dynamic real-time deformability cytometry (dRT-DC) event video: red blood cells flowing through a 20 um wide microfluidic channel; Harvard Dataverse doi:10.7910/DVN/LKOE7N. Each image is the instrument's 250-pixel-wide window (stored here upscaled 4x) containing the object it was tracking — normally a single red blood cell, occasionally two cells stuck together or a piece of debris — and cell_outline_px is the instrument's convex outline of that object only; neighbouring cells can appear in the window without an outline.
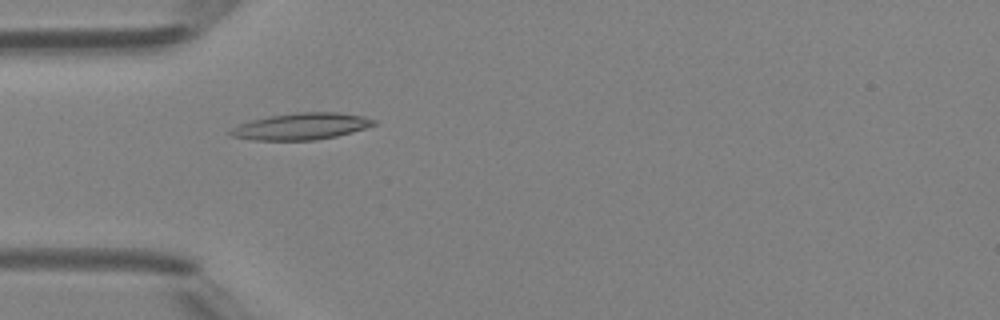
{"species": "Egyptian fruit bat (a non-hibernating species)", "species_latin": "Rousettus aegyptiacus", "temperature_condition": "room temperature", "stored_images_in_passage": 1, "camera_frame_rate_fps": 3000, "um_per_image_px": 0.085, "animal": {"sex": "female"}, "frame": {"image": 1, "passage_image": 1, "time_ms": 0.0, "image_size_px": [1000, 320], "cell_outline_px": [[376, 124], [352, 132], [336, 136], [316, 140], [252, 140], [232, 136], [228, 132], [232, 128], [240, 124], [252, 120], [268, 116], [296, 112], [336, 112], [364, 116], [376, 120]], "centroid_in_image_um": [25.61, 10.73], "position_along_channel_um": 59.4, "area_um2": 22.2}}